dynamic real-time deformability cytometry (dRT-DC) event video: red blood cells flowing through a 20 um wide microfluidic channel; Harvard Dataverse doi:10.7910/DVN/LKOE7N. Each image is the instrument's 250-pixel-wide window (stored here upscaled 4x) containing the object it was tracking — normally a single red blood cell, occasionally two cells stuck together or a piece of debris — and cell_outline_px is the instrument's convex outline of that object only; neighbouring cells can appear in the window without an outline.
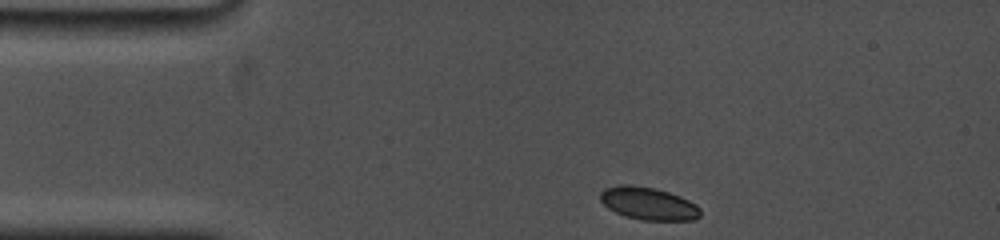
{"species": "common noctule bat (a hibernating species)", "species_latin": "Nyctalus noctula", "temperature_condition": "cold", "stored_images_in_passage": 30, "camera_frame_rate_fps": 5000, "um_per_image_px": 0.085, "animal": {"sex": "female", "body_mass_g": 19.0, "forearm_length_mm": 53.3}, "frame": {"image": 1, "passage_image": 1, "time_ms": 0.0, "image_size_px": [1000, 240], "cell_outline_px": [[700, 216], [696, 220], [640, 220], [624, 216], [608, 208], [600, 200], [600, 192], [604, 188], [620, 184], [632, 184], [656, 188], [680, 196], [696, 204], [700, 208]], "centroid_in_image_um": [55.1, 17.29], "position_along_channel_um": 29.9, "area_um2": 19.25}}
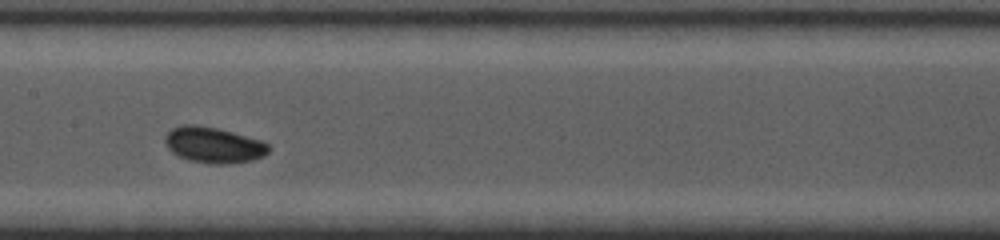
{"frame": {"image": 2, "passage_image": 18, "time_ms": 5.6, "image_size_px": [1000, 240], "cell_outline_px": [[272, 148], [264, 156], [252, 160], [224, 164], [212, 164], [188, 160], [172, 152], [164, 144], [164, 136], [172, 128], [184, 124], [196, 124], [216, 128], [232, 132], [260, 140], [268, 144]], "centroid_in_image_um": [18.14, 12.32], "position_along_channel_um": 189.3, "area_um2": 21.68}}
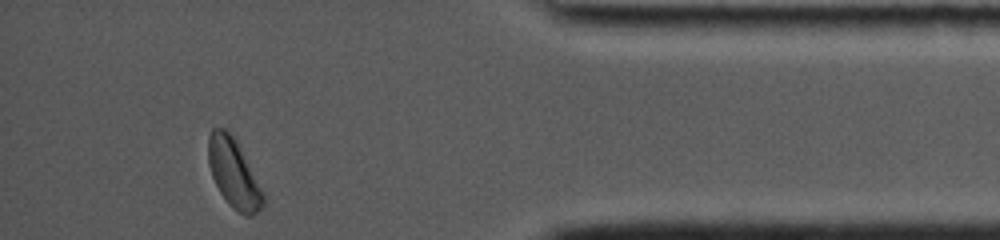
{"frame": {"image": 3, "passage_image": 30, "time_ms": 12.4, "image_size_px": [1000, 240], "cell_outline_px": [[264, 208], [252, 216], [244, 216], [232, 208], [228, 204], [220, 192], [212, 176], [208, 164], [208, 136], [212, 128], [224, 128], [236, 140], [264, 192]], "centroid_in_image_um": [19.87, 14.77], "position_along_channel_um": 415.3, "area_um2": 22.08}, "authors_computed_cell_mechanics": {"area_um2": 20.1433, "velocity_mm_per_s": 3.6751, "shape_relaxation_time_tau1_ms": 1.1555, "shape_relaxation_time_tau2_ms": null, "deformation_change_tau1": 0.0724, "deformation_change_tau2": null}}